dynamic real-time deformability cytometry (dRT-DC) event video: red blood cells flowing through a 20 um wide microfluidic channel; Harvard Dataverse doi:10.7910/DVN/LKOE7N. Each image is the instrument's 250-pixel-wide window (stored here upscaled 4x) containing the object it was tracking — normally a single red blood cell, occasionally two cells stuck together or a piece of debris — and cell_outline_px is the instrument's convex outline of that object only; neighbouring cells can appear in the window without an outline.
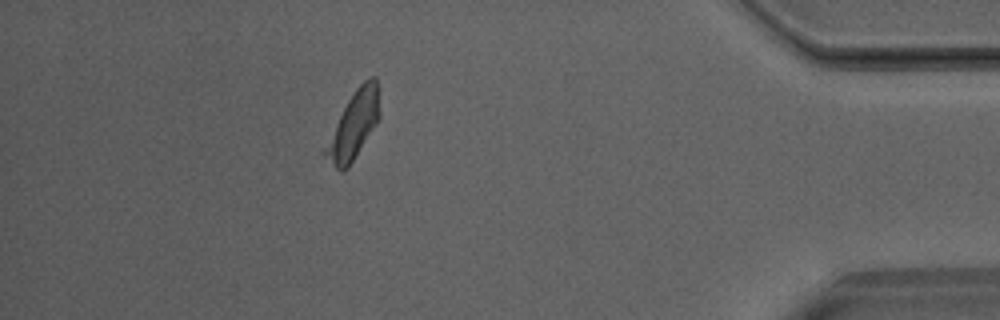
{"species": "Egyptian fruit bat (a non-hibernating species)", "species_latin": "Rousettus aegyptiacus", "temperature_condition": "room temperature", "stored_images_in_passage": 37, "camera_frame_rate_fps": 3000, "um_per_image_px": 0.085, "animal": {"sex": "male"}, "frame": {"image": 1, "passage_image": 33, "time_ms": 10.667, "image_size_px": [1000, 320], "cell_outline_px": [[380, 116], [352, 160], [340, 172], [320, 152], [348, 100], [356, 88], [364, 80], [372, 76], [376, 76], [380, 112]], "centroid_in_image_um": [30.03, 10.6], "position_along_channel_um": 405.2, "area_um2": 20.52}}